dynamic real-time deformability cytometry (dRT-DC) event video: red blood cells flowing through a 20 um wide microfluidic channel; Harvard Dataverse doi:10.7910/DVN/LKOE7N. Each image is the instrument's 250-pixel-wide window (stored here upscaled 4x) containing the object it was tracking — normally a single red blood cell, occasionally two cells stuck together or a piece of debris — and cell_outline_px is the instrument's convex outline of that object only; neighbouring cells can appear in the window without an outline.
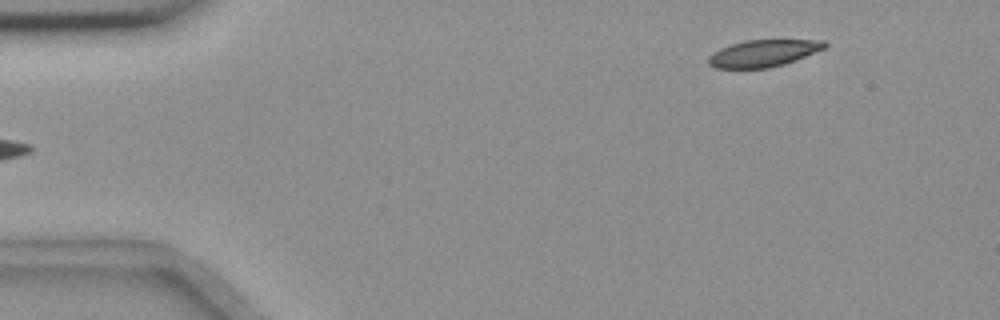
{"species": "common noctule bat (a hibernating species)", "species_latin": "Nyctalus noctula", "temperature_condition": "room temperature", "stored_images_in_passage": 5, "camera_frame_rate_fps": 3000, "um_per_image_px": 0.085, "animal": {"sex": "female", "body_mass_g": 18.4}, "frame": {"image": 1, "passage_image": 5, "time_ms": 4.667, "image_size_px": [1000, 320], "cell_outline_px": [[828, 44], [824, 48], [796, 60], [784, 64], [768, 68], [716, 68], [708, 64], [708, 56], [720, 48], [744, 40], [824, 40]], "centroid_in_image_um": [64.87, 4.53], "position_along_channel_um": 20.1, "area_um2": 18.15}}